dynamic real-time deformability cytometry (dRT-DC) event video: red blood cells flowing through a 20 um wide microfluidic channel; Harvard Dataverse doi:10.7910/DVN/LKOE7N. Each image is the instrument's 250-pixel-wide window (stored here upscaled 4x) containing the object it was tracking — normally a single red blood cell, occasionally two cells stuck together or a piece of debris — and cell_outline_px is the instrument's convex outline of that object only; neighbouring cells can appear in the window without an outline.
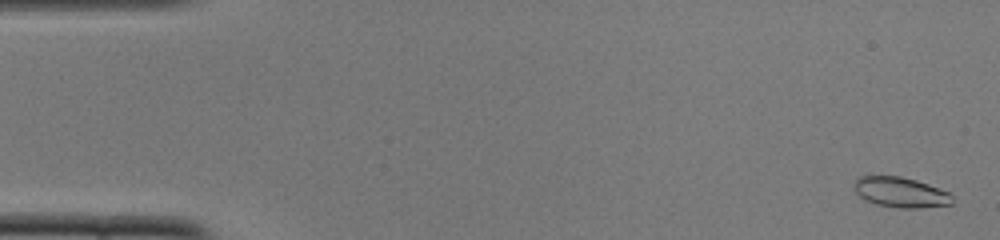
{"species": "common noctule bat (a hibernating species)", "species_latin": "Nyctalus noctula", "temperature_condition": "cold", "stored_images_in_passage": 52, "camera_frame_rate_fps": 3000, "um_per_image_px": 0.085, "animal": {"sex": "female", "body_mass_g": 22.0, "forearm_length_mm": 56.7}, "frame": {"image": 1, "passage_image": 2, "time_ms": 0.333, "image_size_px": [1000, 240], "cell_outline_px": [[952, 204], [920, 208], [900, 208], [876, 204], [864, 200], [856, 192], [856, 180], [860, 176], [900, 176], [916, 180], [928, 184], [948, 192], [952, 196]], "centroid_in_image_um": [76.57, 16.35], "position_along_channel_um": 8.4, "area_um2": 17.11}}
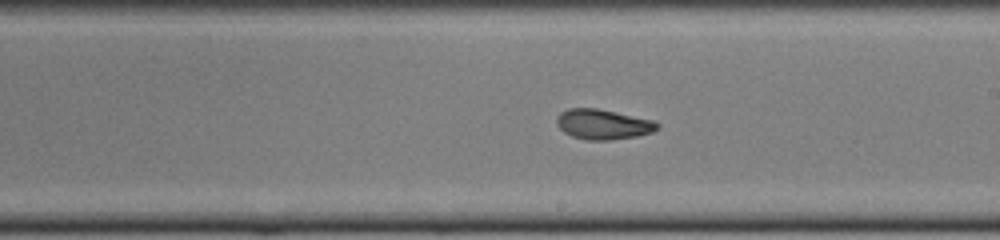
{"frame": {"image": 2, "passage_image": 30, "time_ms": 9.667, "image_size_px": [1000, 240], "cell_outline_px": [[660, 128], [652, 132], [636, 136], [608, 140], [588, 140], [572, 136], [564, 132], [556, 124], [556, 116], [560, 112], [568, 108], [596, 108], [652, 120], [660, 124]], "centroid_in_image_um": [51.23, 10.56], "position_along_channel_um": 237.8, "area_um2": 17.57}}
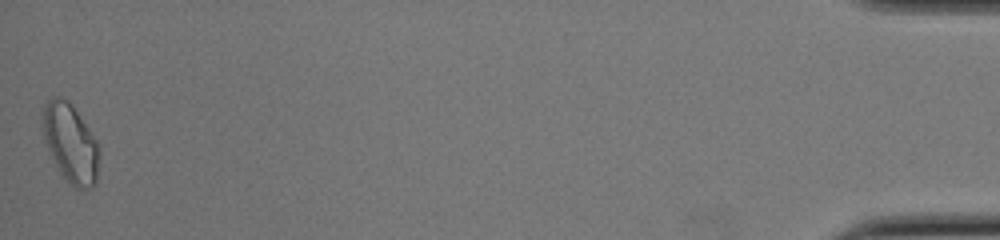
{"frame": {"image": 3, "passage_image": 52, "time_ms": 17.0, "image_size_px": [1000, 240], "cell_outline_px": [[100, 152], [96, 184], [92, 188], [76, 188], [60, 172], [44, 140], [40, 120], [44, 104], [48, 100], [56, 96], [60, 96], [68, 100], [72, 104], [96, 140], [100, 148]], "centroid_in_image_um": [5.98, 12.13], "position_along_channel_um": 429.2, "area_um2": 26.01}, "authors_computed_cell_mechanics": {"area_um2": 17.629, "velocity_mm_per_s": 3.8852, "shape_relaxation_time_tau1_ms": 6.3247, "shape_relaxation_time_tau2_ms": 2.1891, "deformation_change_tau1": 0.2034, "deformation_change_tau2": 0.0761}}